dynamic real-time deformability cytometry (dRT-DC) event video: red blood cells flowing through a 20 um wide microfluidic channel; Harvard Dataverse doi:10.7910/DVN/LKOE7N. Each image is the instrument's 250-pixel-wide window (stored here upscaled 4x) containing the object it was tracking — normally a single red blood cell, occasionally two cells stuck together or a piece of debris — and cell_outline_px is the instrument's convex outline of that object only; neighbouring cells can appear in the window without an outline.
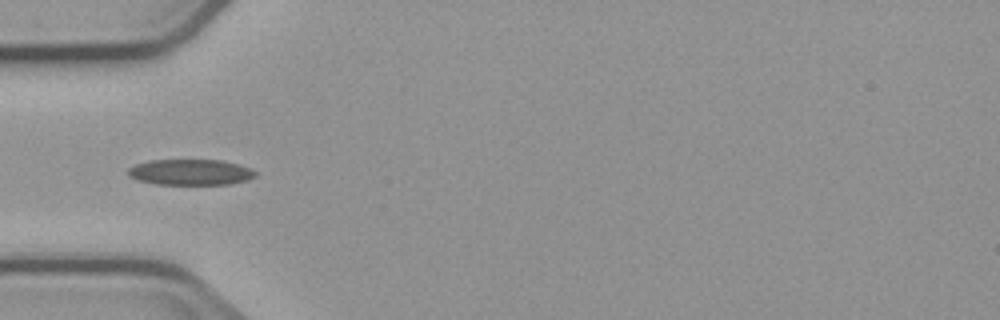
{"species": "common noctule bat (a hibernating species)", "species_latin": "Nyctalus noctula", "temperature_condition": "cold", "stored_images_in_passage": 7, "camera_frame_rate_fps": 3000, "um_per_image_px": 0.085, "animal": {"sex": "male", "body_mass_g": 23.1, "forearm_length_mm": 52.7}, "frame": {"image": 1, "passage_image": 4, "time_ms": 3.667, "image_size_px": [1000, 320], "cell_outline_px": [[256, 176], [248, 180], [228, 184], [156, 184], [140, 180], [128, 176], [128, 168], [136, 164], [148, 160], [224, 160], [252, 168], [256, 172]], "centroid_in_image_um": [16.22, 14.63], "position_along_channel_um": 68.8, "area_um2": 19.19}}
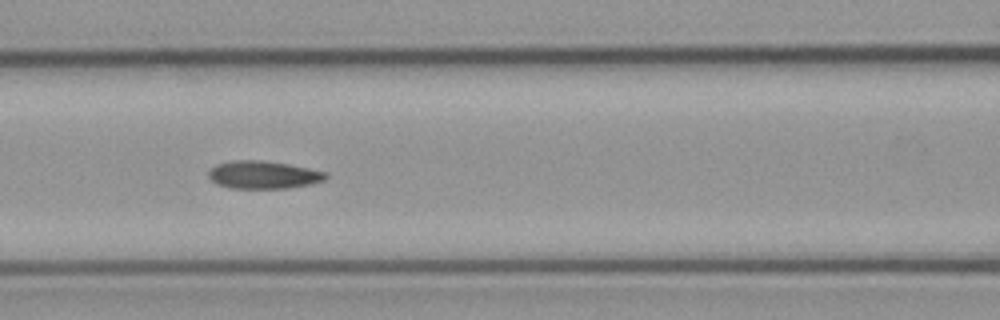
{"frame": {"image": 2, "passage_image": 6, "time_ms": 5.667, "image_size_px": [1000, 320], "cell_outline_px": [[328, 176], [324, 180], [312, 184], [288, 188], [232, 188], [216, 184], [208, 176], [208, 172], [216, 164], [236, 160], [260, 160], [288, 164], [328, 172]], "centroid_in_image_um": [22.4, 14.86], "position_along_channel_um": 144.2, "area_um2": 18.96}}
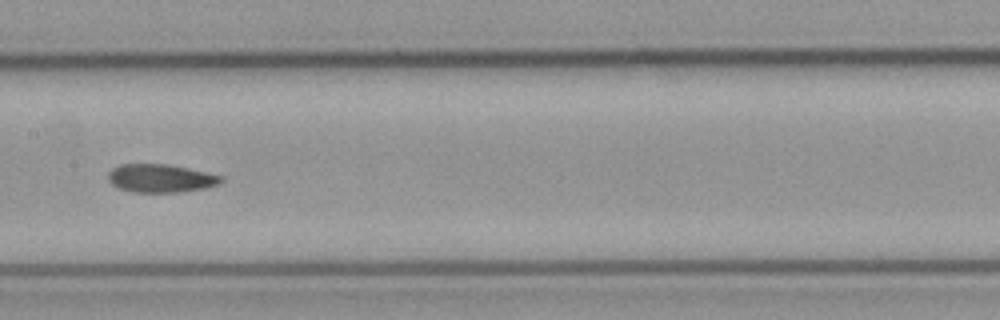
{"frame": {"image": 3, "passage_image": 7, "time_ms": 7.0, "image_size_px": [1000, 320], "cell_outline_px": [[224, 180], [220, 184], [204, 188], [180, 192], [132, 192], [120, 188], [112, 184], [108, 180], [108, 172], [112, 168], [120, 164], [168, 164], [208, 172], [224, 176]], "centroid_in_image_um": [13.68, 15.15], "position_along_channel_um": 193.7, "area_um2": 18.73}}